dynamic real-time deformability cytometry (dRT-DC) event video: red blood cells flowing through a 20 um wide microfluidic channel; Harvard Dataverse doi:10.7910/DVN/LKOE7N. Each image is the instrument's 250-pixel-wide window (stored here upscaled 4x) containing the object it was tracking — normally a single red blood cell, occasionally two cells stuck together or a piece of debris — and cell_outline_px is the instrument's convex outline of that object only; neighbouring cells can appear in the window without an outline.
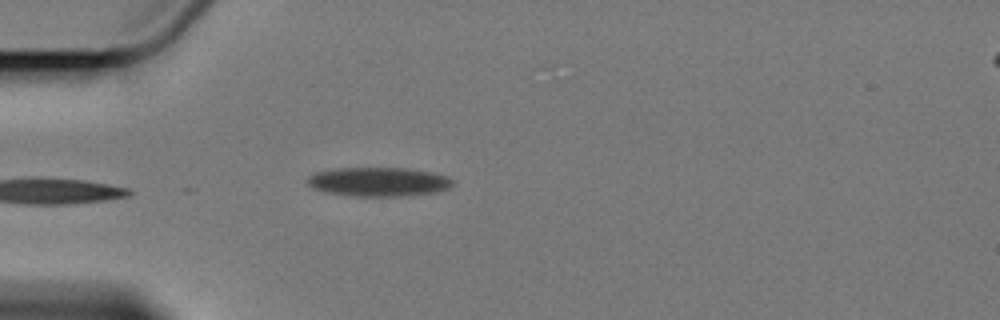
{"species": "Egyptian fruit bat (a non-hibernating species)", "species_latin": "Rousettus aegyptiacus", "temperature_condition": "cold", "stored_images_in_passage": 5, "camera_frame_rate_fps": 3000, "um_per_image_px": 0.085, "animal": {"sex": "female"}, "frame": {"image": 1, "passage_image": 5, "time_ms": 4.667, "image_size_px": [1000, 320], "cell_outline_px": [[452, 184], [448, 188], [436, 192], [400, 196], [356, 196], [324, 192], [312, 188], [308, 184], [308, 176], [316, 172], [340, 168], [404, 168], [432, 172], [448, 176], [452, 180]], "centroid_in_image_um": [32.17, 15.45], "position_along_channel_um": 52.8, "area_um2": 24.45}}